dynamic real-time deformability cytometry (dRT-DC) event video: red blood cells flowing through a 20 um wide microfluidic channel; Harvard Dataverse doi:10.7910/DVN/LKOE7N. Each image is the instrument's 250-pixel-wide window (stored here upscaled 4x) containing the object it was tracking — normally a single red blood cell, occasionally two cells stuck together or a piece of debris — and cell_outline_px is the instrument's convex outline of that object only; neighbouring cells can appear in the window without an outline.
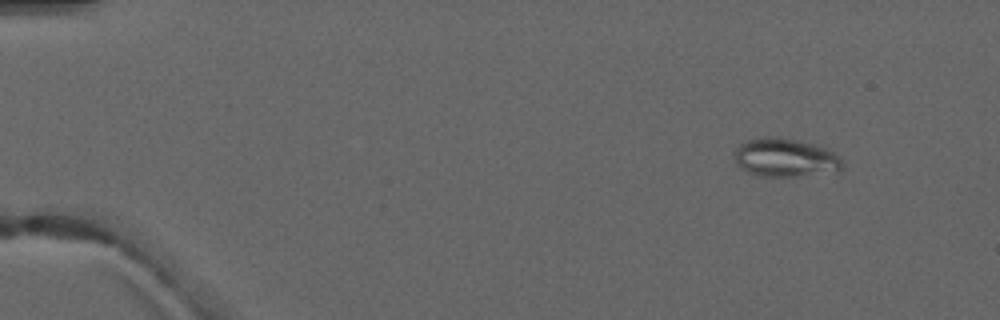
{"species": "common noctule bat (a hibernating species)", "species_latin": "Nyctalus noctula", "temperature_condition": "warm", "stored_images_in_passage": 6, "camera_frame_rate_fps": 3000, "um_per_image_px": 0.085, "animal": {"sex": "male", "forearm_length_mm": 52.5}, "frame": {"image": 1, "passage_image": 2, "time_ms": 1.0, "image_size_px": [1000, 320], "cell_outline_px": [[844, 168], [840, 172], [796, 176], [760, 176], [748, 172], [740, 168], [736, 164], [736, 148], [740, 144], [748, 140], [764, 136], [780, 136], [812, 144], [824, 148], [832, 152], [844, 160]], "centroid_in_image_um": [66.79, 13.41], "position_along_channel_um": 18.2, "area_um2": 24.39}}